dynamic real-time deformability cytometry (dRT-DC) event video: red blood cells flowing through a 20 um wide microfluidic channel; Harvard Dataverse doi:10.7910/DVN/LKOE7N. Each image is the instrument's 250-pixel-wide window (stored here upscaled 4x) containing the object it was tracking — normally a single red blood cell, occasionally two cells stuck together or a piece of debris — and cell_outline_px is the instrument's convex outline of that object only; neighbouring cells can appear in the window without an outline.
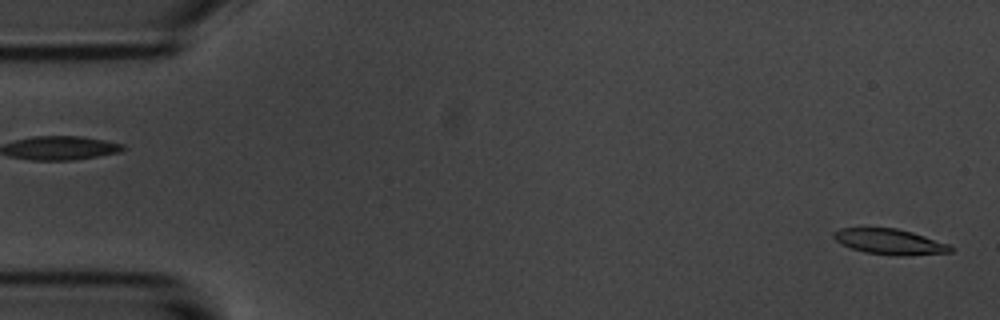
{"species": "common noctule bat (a hibernating species)", "species_latin": "Nyctalus noctula", "temperature_condition": "room temperature", "stored_images_in_passage": 11, "camera_frame_rate_fps": 3000, "um_per_image_px": 0.085, "animal": {"sex": "male", "body_mass_g": 20.1, "forearm_length_mm": 53.5}, "frame": {"image": 1, "passage_image": 1, "time_ms": 0.0, "image_size_px": [1000, 320], "cell_outline_px": [[952, 252], [908, 256], [900, 256], [864, 252], [840, 244], [832, 236], [832, 232], [840, 228], [896, 228], [912, 232], [948, 244], [952, 248]], "centroid_in_image_um": [75.6, 20.55], "position_along_channel_um": 9.4, "area_um2": 17.34}}